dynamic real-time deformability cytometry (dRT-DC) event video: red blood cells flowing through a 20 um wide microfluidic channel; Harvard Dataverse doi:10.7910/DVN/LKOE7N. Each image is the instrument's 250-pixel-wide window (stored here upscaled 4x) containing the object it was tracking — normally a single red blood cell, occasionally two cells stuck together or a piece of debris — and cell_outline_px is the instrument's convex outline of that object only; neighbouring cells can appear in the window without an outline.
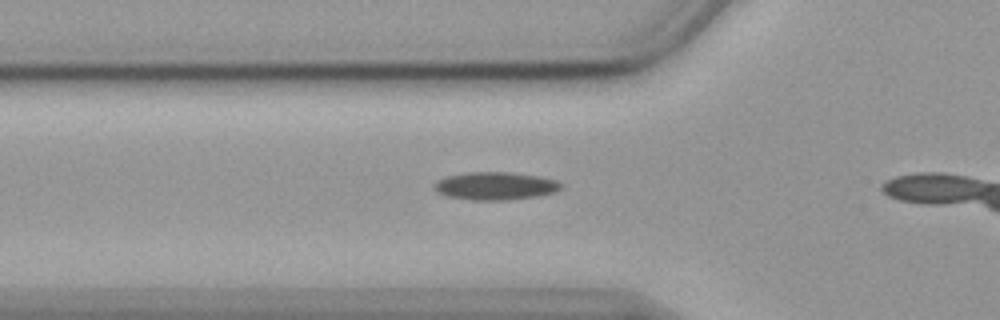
{"species": "common noctule bat (a hibernating species)", "species_latin": "Nyctalus noctula", "temperature_condition": "cold", "stored_images_in_passage": 17, "camera_frame_rate_fps": 3000, "um_per_image_px": 0.085, "animal": {"sex": "female", "body_mass_g": 19.9}, "frame": {"image": 1, "passage_image": 12, "time_ms": 3.667, "image_size_px": [1000, 320], "cell_outline_px": [[564, 184], [556, 192], [536, 196], [512, 200], [472, 200], [448, 196], [436, 192], [432, 184], [436, 180], [448, 176], [468, 172], [512, 172], [540, 176], [556, 180]], "centroid_in_image_um": [42.11, 15.8], "position_along_channel_um": 83.7, "area_um2": 20.81}}
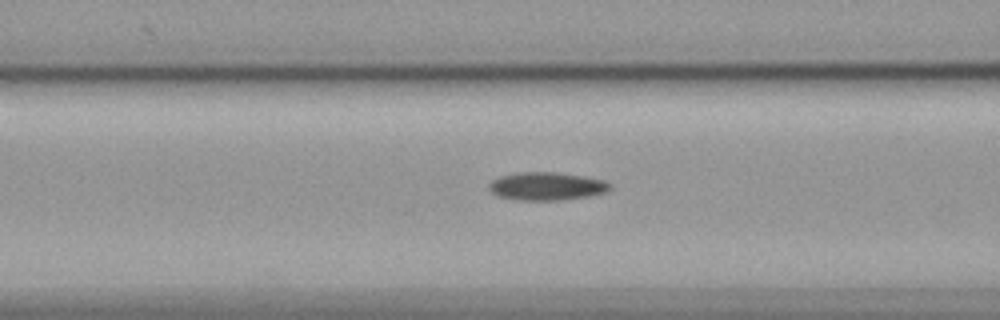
{"frame": {"image": 2, "passage_image": 15, "time_ms": 4.667, "image_size_px": [1000, 320], "cell_outline_px": [[612, 188], [608, 192], [588, 196], [560, 200], [516, 200], [500, 196], [492, 192], [488, 188], [488, 184], [492, 180], [500, 176], [516, 172], [556, 172], [604, 180], [612, 184]], "centroid_in_image_um": [46.47, 15.83], "position_along_channel_um": 120.1, "area_um2": 19.83}}